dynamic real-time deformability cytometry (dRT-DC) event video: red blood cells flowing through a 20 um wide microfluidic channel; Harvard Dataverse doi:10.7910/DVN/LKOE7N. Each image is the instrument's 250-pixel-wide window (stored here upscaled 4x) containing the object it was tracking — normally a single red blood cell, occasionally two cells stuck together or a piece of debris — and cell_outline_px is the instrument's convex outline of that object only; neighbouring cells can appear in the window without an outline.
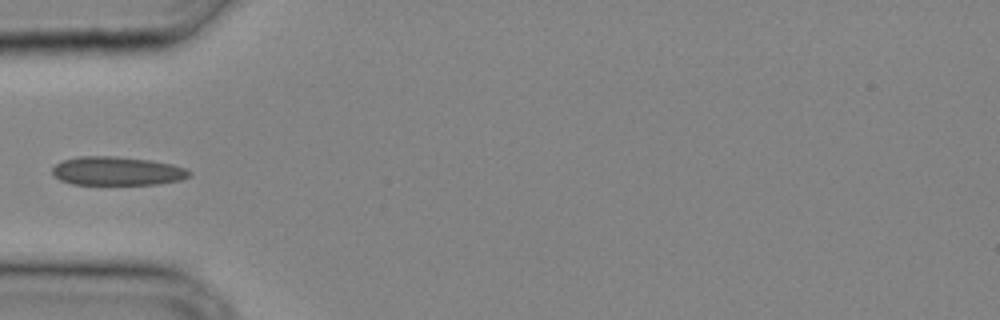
{"species": "common noctule bat (a hibernating species)", "species_latin": "Nyctalus noctula", "temperature_condition": "cold", "stored_images_in_passage": 32, "camera_frame_rate_fps": 3000, "um_per_image_px": 0.085, "animal": {"sex": "male", "body_mass_g": 20.4}, "frame": {"image": 1, "passage_image": 10, "time_ms": 3.0, "image_size_px": [1000, 320], "cell_outline_px": [[192, 172], [188, 176], [180, 180], [156, 184], [72, 184], [60, 180], [52, 172], [52, 168], [56, 164], [64, 160], [76, 156], [116, 156], [148, 160], [172, 164], [184, 168]], "centroid_in_image_um": [9.93, 14.53], "position_along_channel_um": 75.1, "area_um2": 22.72}}